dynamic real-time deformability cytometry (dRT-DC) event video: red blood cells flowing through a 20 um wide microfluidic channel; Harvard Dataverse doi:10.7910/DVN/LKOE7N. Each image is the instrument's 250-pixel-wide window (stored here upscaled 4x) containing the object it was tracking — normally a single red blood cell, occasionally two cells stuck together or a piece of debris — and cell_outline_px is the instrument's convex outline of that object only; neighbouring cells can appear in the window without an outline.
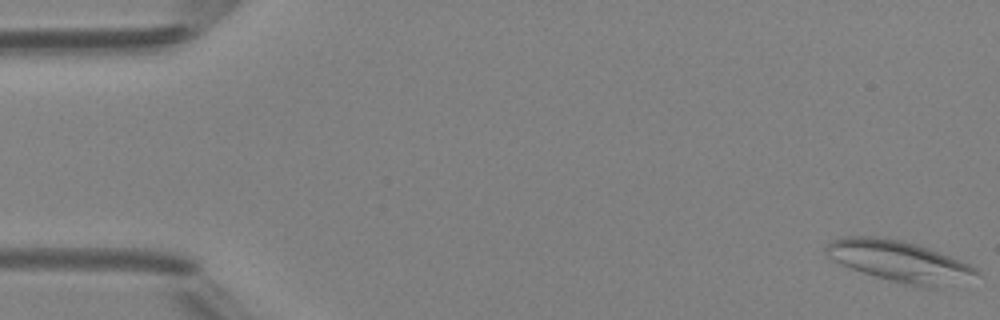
{"species": "Egyptian fruit bat (a non-hibernating species)", "species_latin": "Rousettus aegyptiacus", "temperature_condition": "room temperature", "stored_images_in_passage": 4, "camera_frame_rate_fps": 3000, "um_per_image_px": 0.085, "animal": {"sex": "female"}, "frame": {"image": 1, "passage_image": 4, "time_ms": 4.333, "image_size_px": [1000, 320], "cell_outline_px": [[980, 272], [940, 288], [920, 288], [876, 276], [840, 264], [828, 256], [824, 248], [832, 240], [848, 236], [880, 236], [900, 240], [916, 244], [928, 248], [968, 264], [976, 268]], "centroid_in_image_um": [76.39, 22.2], "position_along_channel_um": 8.6, "area_um2": 35.2}}